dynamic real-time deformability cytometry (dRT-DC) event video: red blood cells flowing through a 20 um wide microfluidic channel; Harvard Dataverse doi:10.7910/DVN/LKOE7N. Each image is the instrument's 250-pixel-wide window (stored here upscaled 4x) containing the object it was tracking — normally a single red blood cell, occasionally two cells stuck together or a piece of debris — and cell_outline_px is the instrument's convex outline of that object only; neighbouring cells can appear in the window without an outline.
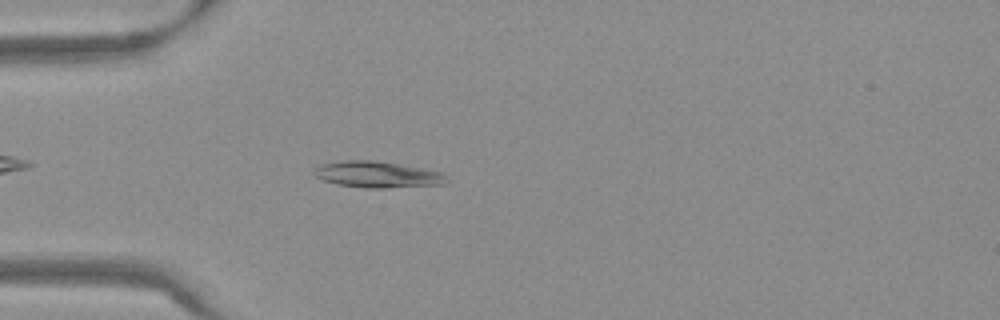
{"species": "Egyptian fruit bat (a non-hibernating species)", "species_latin": "Rousettus aegyptiacus", "temperature_condition": "warm", "stored_images_in_passage": 45, "camera_frame_rate_fps": 3000, "um_per_image_px": 0.085, "frame": {"image": 1, "passage_image": 7, "time_ms": 2.0, "image_size_px": [1000, 320], "cell_outline_px": [[448, 180], [444, 184], [388, 188], [364, 188], [336, 184], [324, 180], [316, 176], [312, 172], [320, 164], [344, 160], [376, 160], [444, 172], [448, 176]], "centroid_in_image_um": [32.11, 14.83], "position_along_channel_um": 52.9, "area_um2": 20.46}}
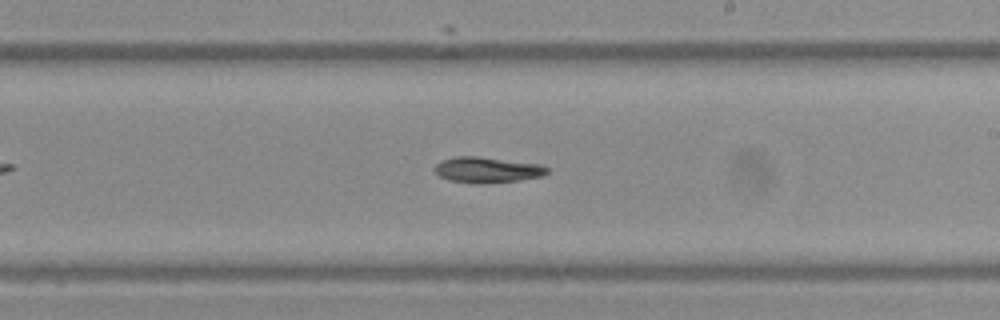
{"frame": {"image": 2, "passage_image": 23, "time_ms": 7.333, "image_size_px": [1000, 320], "cell_outline_px": [[548, 172], [544, 176], [520, 180], [480, 184], [448, 180], [440, 176], [432, 168], [440, 160], [456, 156], [480, 156], [540, 164], [548, 168]], "centroid_in_image_um": [41.4, 14.43], "position_along_channel_um": 247.6, "area_um2": 17.05}}
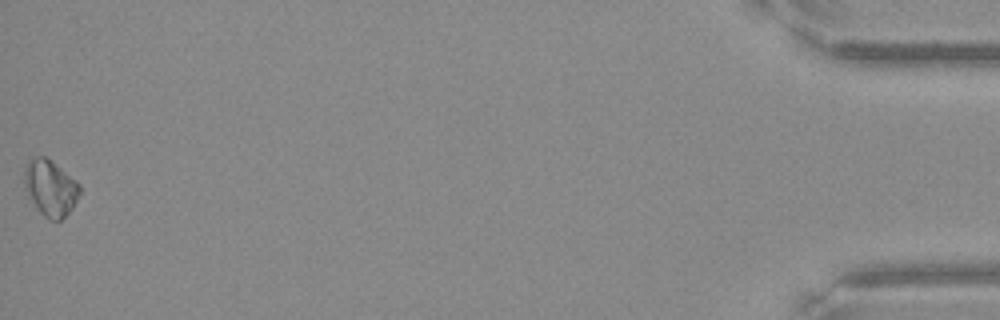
{"frame": {"image": 3, "passage_image": 45, "time_ms": 14.667, "image_size_px": [1000, 320], "cell_outline_px": [[80, 192], [72, 208], [60, 220], [48, 220], [36, 208], [28, 196], [24, 188], [24, 168], [28, 160], [36, 156], [44, 156], [76, 180], [80, 184]], "centroid_in_image_um": [4.25, 15.97], "position_along_channel_um": 431.0, "area_um2": 17.98}}